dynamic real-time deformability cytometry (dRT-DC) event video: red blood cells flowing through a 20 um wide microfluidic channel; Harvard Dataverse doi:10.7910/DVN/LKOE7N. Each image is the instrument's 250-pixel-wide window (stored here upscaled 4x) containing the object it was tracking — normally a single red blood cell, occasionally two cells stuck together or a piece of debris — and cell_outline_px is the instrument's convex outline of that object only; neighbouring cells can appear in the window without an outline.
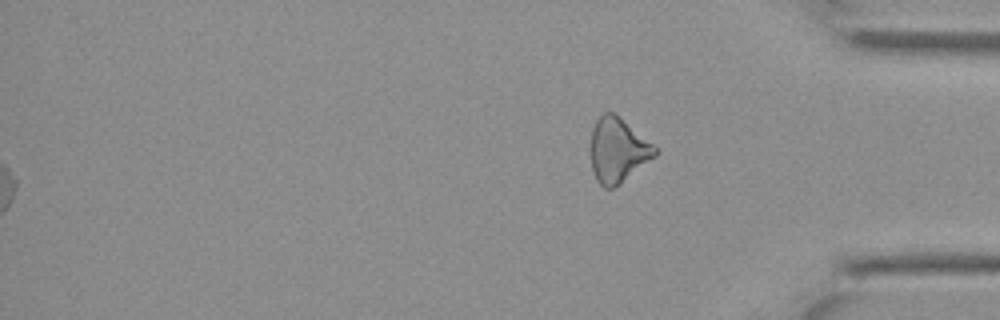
{"species": "Egyptian fruit bat (a non-hibernating species)", "species_latin": "Rousettus aegyptiacus", "temperature_condition": "cold", "stored_images_in_passage": 27, "segment_of_instrument_passage": [2, 2], "camera_frame_rate_fps": 3000, "um_per_image_px": 0.085, "animal": {"sex": "female"}, "frame": {"image": 1, "passage_image": 27, "time_ms": 8.667, "image_size_px": [1000, 320], "cell_outline_px": [[656, 156], [620, 184], [612, 188], [604, 188], [596, 180], [592, 168], [592, 128], [596, 120], [604, 112], [612, 112], [652, 144], [656, 148]], "centroid_in_image_um": [52.5, 12.8], "position_along_channel_um": 382.7, "area_um2": 23.52}}